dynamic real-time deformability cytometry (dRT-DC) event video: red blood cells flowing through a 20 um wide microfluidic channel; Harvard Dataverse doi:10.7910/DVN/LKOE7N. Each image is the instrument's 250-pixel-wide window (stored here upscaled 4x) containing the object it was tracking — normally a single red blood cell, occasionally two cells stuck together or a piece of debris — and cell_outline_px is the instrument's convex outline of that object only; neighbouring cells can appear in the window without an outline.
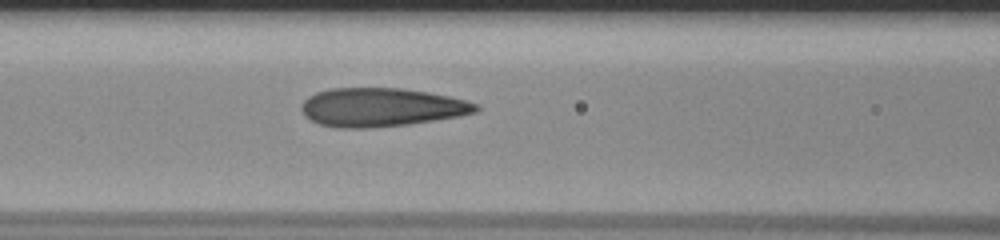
{"species": "human", "species_latin": "Homo sapiens", "temperature_condition": "room temperature", "stored_images_in_passage": 40, "camera_frame_rate_fps": 3000, "um_per_image_px": 0.085, "donor": {"sex": "male"}, "frame": {"image": 1, "passage_image": 16, "time_ms": 5.0, "image_size_px": [1000, 240], "cell_outline_px": [[480, 108], [476, 112], [460, 116], [408, 124], [368, 128], [336, 128], [320, 124], [304, 116], [300, 108], [300, 104], [308, 96], [316, 92], [332, 88], [400, 88], [428, 92], [448, 96], [480, 104]], "centroid_in_image_um": [32.39, 9.12], "position_along_channel_um": 134.2, "area_um2": 39.36}}
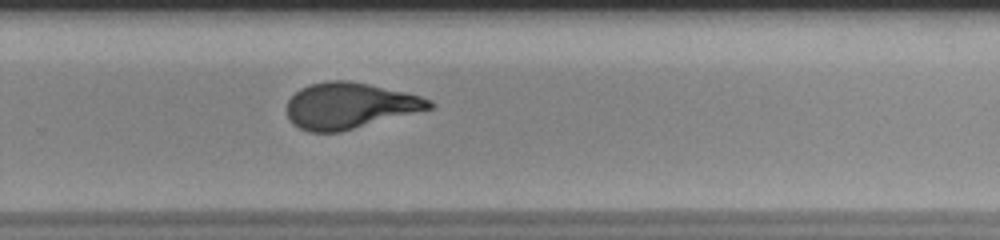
{"frame": {"image": 2, "passage_image": 29, "time_ms": 9.333, "image_size_px": [1000, 240], "cell_outline_px": [[436, 104], [432, 108], [340, 132], [308, 132], [292, 124], [288, 120], [288, 100], [300, 88], [312, 84], [328, 80], [348, 80], [408, 92], [432, 100]], "centroid_in_image_um": [29.72, 8.98], "position_along_channel_um": 300.1, "area_um2": 38.15}}
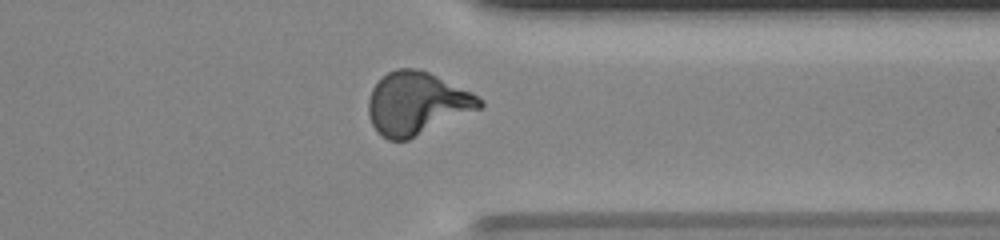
{"frame": {"image": 3, "passage_image": 35, "time_ms": 11.333, "image_size_px": [1000, 240], "cell_outline_px": [[484, 108], [408, 140], [388, 140], [380, 136], [376, 132], [368, 116], [368, 100], [372, 88], [388, 72], [396, 68], [420, 68], [472, 92], [484, 100]], "centroid_in_image_um": [35.45, 8.81], "position_along_channel_um": 375.9, "area_um2": 41.15}}